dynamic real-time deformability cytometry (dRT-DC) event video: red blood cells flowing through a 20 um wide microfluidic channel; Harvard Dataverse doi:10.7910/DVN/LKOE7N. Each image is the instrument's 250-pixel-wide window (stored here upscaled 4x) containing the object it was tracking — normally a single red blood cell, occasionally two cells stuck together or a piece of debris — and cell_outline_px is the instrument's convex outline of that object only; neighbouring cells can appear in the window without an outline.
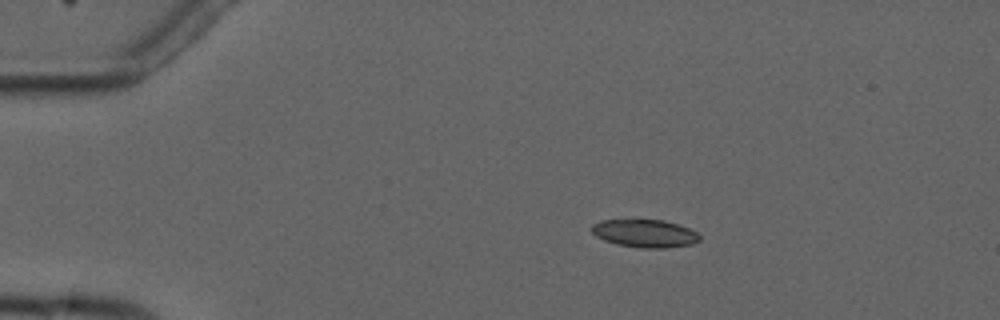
{"species": "common noctule bat (a hibernating species)", "species_latin": "Nyctalus noctula", "temperature_condition": "cold", "stored_images_in_passage": 3, "camera_frame_rate_fps": 3000, "um_per_image_px": 0.085, "animal": {"sex": "male", "forearm_length_mm": 52.5}, "frame": {"image": 1, "passage_image": 2, "time_ms": 1.333, "image_size_px": [1000, 320], "cell_outline_px": [[700, 240], [692, 244], [668, 248], [640, 248], [616, 244], [604, 240], [596, 236], [592, 232], [592, 224], [600, 220], [664, 220], [688, 228], [696, 232], [700, 236]], "centroid_in_image_um": [54.81, 19.85], "position_along_channel_um": 30.2, "area_um2": 17.51}}